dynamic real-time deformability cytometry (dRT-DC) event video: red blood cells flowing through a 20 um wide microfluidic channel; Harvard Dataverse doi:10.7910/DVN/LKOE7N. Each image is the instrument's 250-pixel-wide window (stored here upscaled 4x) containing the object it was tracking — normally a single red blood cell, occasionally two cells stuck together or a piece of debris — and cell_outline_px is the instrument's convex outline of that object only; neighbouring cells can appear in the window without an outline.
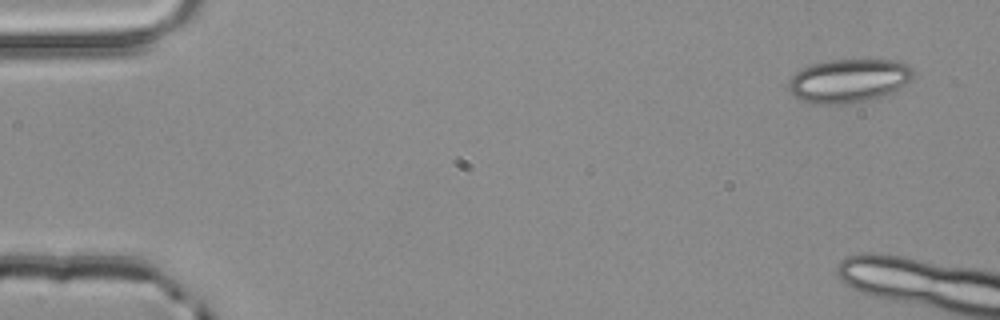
{"species": "common noctule bat (a hibernating species)", "species_latin": "Nyctalus noctula", "temperature_condition": "room temperature", "stored_images_in_passage": 3, "camera_frame_rate_fps": 3000, "um_per_image_px": 0.085, "animal": {"sex": "male", "body_mass_g": 20.4}, "frame": {"image": 1, "passage_image": 1, "time_ms": 0.0, "image_size_px": [1000, 320], "cell_outline_px": [[912, 80], [908, 84], [892, 92], [880, 96], [864, 100], [840, 104], [812, 104], [800, 100], [792, 96], [788, 88], [788, 80], [800, 68], [812, 64], [828, 60], [896, 60], [908, 64], [912, 68]], "centroid_in_image_um": [72.11, 6.85], "position_along_channel_um": 12.9, "area_um2": 31.85}}